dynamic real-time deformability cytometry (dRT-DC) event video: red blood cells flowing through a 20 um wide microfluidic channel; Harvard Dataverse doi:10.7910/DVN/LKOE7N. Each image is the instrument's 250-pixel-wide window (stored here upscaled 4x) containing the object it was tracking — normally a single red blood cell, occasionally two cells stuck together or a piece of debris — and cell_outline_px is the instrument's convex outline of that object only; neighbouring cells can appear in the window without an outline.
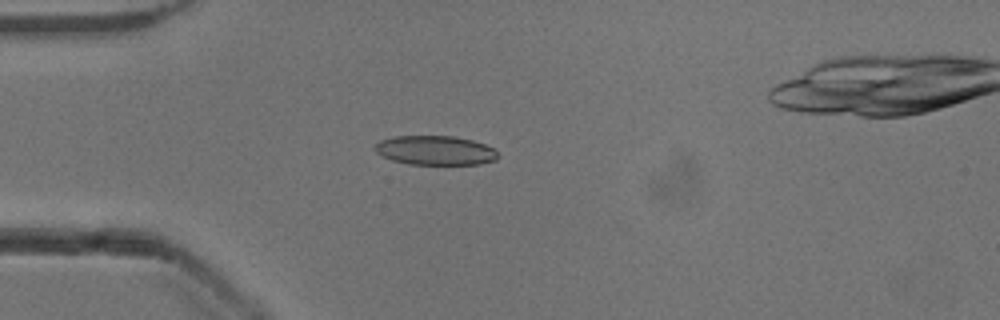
{"species": "common noctule bat (a hibernating species)", "species_latin": "Nyctalus noctula", "temperature_condition": "cold", "stored_images_in_passage": 25, "camera_frame_rate_fps": 3000, "um_per_image_px": 0.085, "animal": {"sex": "male", "body_mass_g": 13.3}, "frame": {"image": 1, "passage_image": 1, "time_ms": 0.0, "image_size_px": [1000, 320], "cell_outline_px": [[500, 156], [496, 160], [480, 164], [408, 164], [392, 160], [376, 152], [372, 148], [380, 140], [396, 136], [452, 136], [472, 140], [484, 144], [492, 148]], "centroid_in_image_um": [36.99, 12.78], "position_along_channel_um": 48.0, "area_um2": 20.92}}
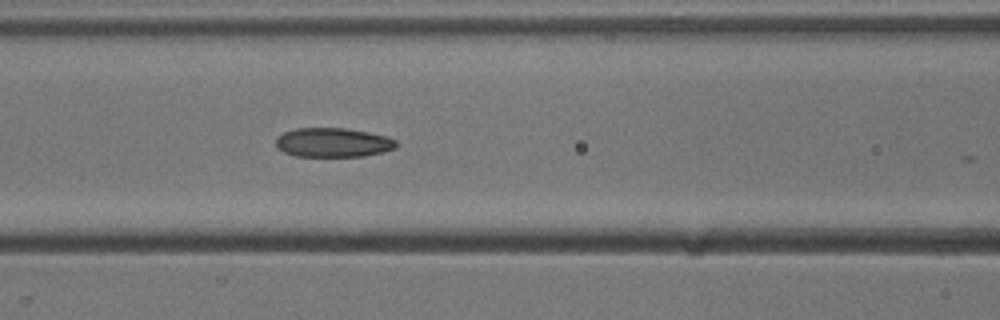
{"frame": {"image": 2, "passage_image": 9, "time_ms": 2.667, "image_size_px": [1000, 320], "cell_outline_px": [[396, 148], [384, 152], [364, 156], [296, 156], [284, 152], [276, 148], [276, 140], [284, 132], [296, 128], [344, 128], [368, 132], [388, 136], [396, 140]], "centroid_in_image_um": [28.33, 12.11], "position_along_channel_um": 138.3, "area_um2": 20.52}}
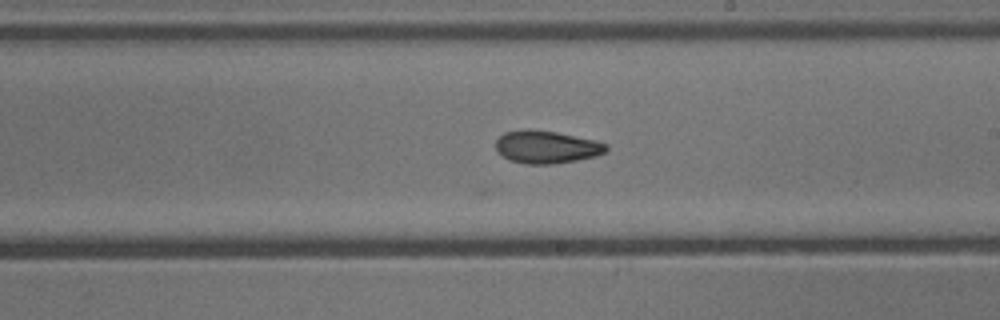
{"frame": {"image": 3, "passage_image": 17, "time_ms": 5.333, "image_size_px": [1000, 320], "cell_outline_px": [[608, 148], [604, 152], [596, 156], [576, 160], [552, 164], [524, 164], [512, 160], [496, 152], [496, 140], [504, 132], [556, 132], [596, 140], [608, 144]], "centroid_in_image_um": [46.5, 12.53], "position_along_channel_um": 242.5, "area_um2": 20.35}}